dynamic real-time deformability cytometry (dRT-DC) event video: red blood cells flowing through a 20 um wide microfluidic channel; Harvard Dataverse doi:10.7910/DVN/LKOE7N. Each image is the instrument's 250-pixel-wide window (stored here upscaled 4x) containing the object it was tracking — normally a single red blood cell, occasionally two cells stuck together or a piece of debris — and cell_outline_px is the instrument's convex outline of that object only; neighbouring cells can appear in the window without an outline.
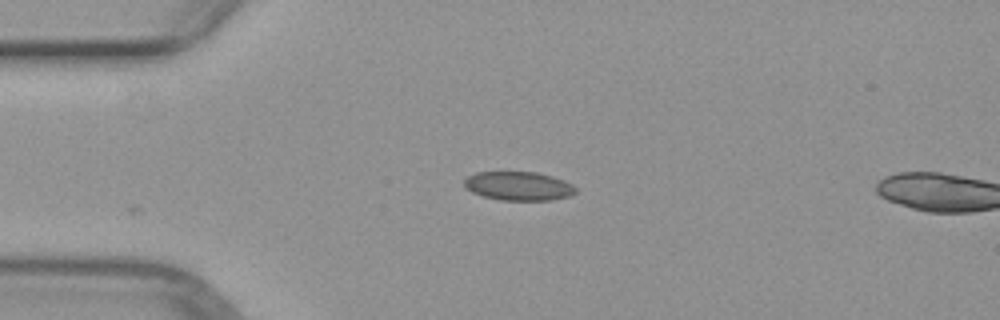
{"species": "common noctule bat (a hibernating species)", "species_latin": "Nyctalus noctula", "temperature_condition": "warm", "stored_images_in_passage": 3, "camera_frame_rate_fps": 3000, "um_per_image_px": 0.085, "animal": {"sex": "female", "body_mass_g": 29.2, "forearm_length_mm": 56.3}, "frame": {"image": 1, "passage_image": 1, "time_ms": 0.0, "image_size_px": [1000, 320], "cell_outline_px": [[576, 192], [568, 196], [552, 200], [500, 200], [484, 196], [472, 192], [464, 188], [464, 180], [468, 176], [476, 172], [536, 172], [552, 176], [564, 180], [572, 184], [576, 188]], "centroid_in_image_um": [44.07, 15.81], "position_along_channel_um": 40.9, "area_um2": 18.73}}